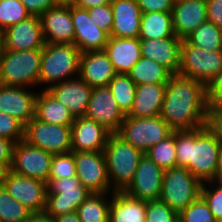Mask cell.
<instances>
[{
  "label": "cell",
  "instance_id": "cell-9",
  "mask_svg": "<svg viewBox=\"0 0 222 222\" xmlns=\"http://www.w3.org/2000/svg\"><path fill=\"white\" fill-rule=\"evenodd\" d=\"M90 194L77 176L48 180L45 212L54 218L75 212Z\"/></svg>",
  "mask_w": 222,
  "mask_h": 222
},
{
  "label": "cell",
  "instance_id": "cell-45",
  "mask_svg": "<svg viewBox=\"0 0 222 222\" xmlns=\"http://www.w3.org/2000/svg\"><path fill=\"white\" fill-rule=\"evenodd\" d=\"M174 0H137L142 13L172 12Z\"/></svg>",
  "mask_w": 222,
  "mask_h": 222
},
{
  "label": "cell",
  "instance_id": "cell-39",
  "mask_svg": "<svg viewBox=\"0 0 222 222\" xmlns=\"http://www.w3.org/2000/svg\"><path fill=\"white\" fill-rule=\"evenodd\" d=\"M179 219L181 222H217L207 202L201 195L179 213Z\"/></svg>",
  "mask_w": 222,
  "mask_h": 222
},
{
  "label": "cell",
  "instance_id": "cell-50",
  "mask_svg": "<svg viewBox=\"0 0 222 222\" xmlns=\"http://www.w3.org/2000/svg\"><path fill=\"white\" fill-rule=\"evenodd\" d=\"M112 0H75V6L83 9H91L93 7L110 4Z\"/></svg>",
  "mask_w": 222,
  "mask_h": 222
},
{
  "label": "cell",
  "instance_id": "cell-21",
  "mask_svg": "<svg viewBox=\"0 0 222 222\" xmlns=\"http://www.w3.org/2000/svg\"><path fill=\"white\" fill-rule=\"evenodd\" d=\"M92 89L78 76L55 84L47 91L67 107L76 118L85 115Z\"/></svg>",
  "mask_w": 222,
  "mask_h": 222
},
{
  "label": "cell",
  "instance_id": "cell-54",
  "mask_svg": "<svg viewBox=\"0 0 222 222\" xmlns=\"http://www.w3.org/2000/svg\"><path fill=\"white\" fill-rule=\"evenodd\" d=\"M8 170L9 169L4 164L0 163V185L3 184V181L5 179Z\"/></svg>",
  "mask_w": 222,
  "mask_h": 222
},
{
  "label": "cell",
  "instance_id": "cell-13",
  "mask_svg": "<svg viewBox=\"0 0 222 222\" xmlns=\"http://www.w3.org/2000/svg\"><path fill=\"white\" fill-rule=\"evenodd\" d=\"M2 185L14 199L32 213L45 211L47 199L46 182L24 177L8 170Z\"/></svg>",
  "mask_w": 222,
  "mask_h": 222
},
{
  "label": "cell",
  "instance_id": "cell-34",
  "mask_svg": "<svg viewBox=\"0 0 222 222\" xmlns=\"http://www.w3.org/2000/svg\"><path fill=\"white\" fill-rule=\"evenodd\" d=\"M186 40L193 46L208 51L222 50V29L206 21L196 28Z\"/></svg>",
  "mask_w": 222,
  "mask_h": 222
},
{
  "label": "cell",
  "instance_id": "cell-5",
  "mask_svg": "<svg viewBox=\"0 0 222 222\" xmlns=\"http://www.w3.org/2000/svg\"><path fill=\"white\" fill-rule=\"evenodd\" d=\"M41 57L42 49H4L0 63V84L39 90Z\"/></svg>",
  "mask_w": 222,
  "mask_h": 222
},
{
  "label": "cell",
  "instance_id": "cell-7",
  "mask_svg": "<svg viewBox=\"0 0 222 222\" xmlns=\"http://www.w3.org/2000/svg\"><path fill=\"white\" fill-rule=\"evenodd\" d=\"M222 72V50L208 51L191 45L186 39L181 44L179 74L193 78L206 87Z\"/></svg>",
  "mask_w": 222,
  "mask_h": 222
},
{
  "label": "cell",
  "instance_id": "cell-14",
  "mask_svg": "<svg viewBox=\"0 0 222 222\" xmlns=\"http://www.w3.org/2000/svg\"><path fill=\"white\" fill-rule=\"evenodd\" d=\"M84 116L101 124L111 134L119 131L126 117L108 87H94L92 89Z\"/></svg>",
  "mask_w": 222,
  "mask_h": 222
},
{
  "label": "cell",
  "instance_id": "cell-19",
  "mask_svg": "<svg viewBox=\"0 0 222 222\" xmlns=\"http://www.w3.org/2000/svg\"><path fill=\"white\" fill-rule=\"evenodd\" d=\"M74 44L81 52L104 50L110 35L94 24L87 9L71 5Z\"/></svg>",
  "mask_w": 222,
  "mask_h": 222
},
{
  "label": "cell",
  "instance_id": "cell-41",
  "mask_svg": "<svg viewBox=\"0 0 222 222\" xmlns=\"http://www.w3.org/2000/svg\"><path fill=\"white\" fill-rule=\"evenodd\" d=\"M179 214L159 200L147 202L146 222H176Z\"/></svg>",
  "mask_w": 222,
  "mask_h": 222
},
{
  "label": "cell",
  "instance_id": "cell-43",
  "mask_svg": "<svg viewBox=\"0 0 222 222\" xmlns=\"http://www.w3.org/2000/svg\"><path fill=\"white\" fill-rule=\"evenodd\" d=\"M89 17L94 24L110 35L113 25V11L110 4L88 9Z\"/></svg>",
  "mask_w": 222,
  "mask_h": 222
},
{
  "label": "cell",
  "instance_id": "cell-17",
  "mask_svg": "<svg viewBox=\"0 0 222 222\" xmlns=\"http://www.w3.org/2000/svg\"><path fill=\"white\" fill-rule=\"evenodd\" d=\"M1 34L6 50L43 49L45 45L39 16H29L26 20L7 27Z\"/></svg>",
  "mask_w": 222,
  "mask_h": 222
},
{
  "label": "cell",
  "instance_id": "cell-26",
  "mask_svg": "<svg viewBox=\"0 0 222 222\" xmlns=\"http://www.w3.org/2000/svg\"><path fill=\"white\" fill-rule=\"evenodd\" d=\"M104 52L117 73L128 74L141 58L140 39L109 37Z\"/></svg>",
  "mask_w": 222,
  "mask_h": 222
},
{
  "label": "cell",
  "instance_id": "cell-11",
  "mask_svg": "<svg viewBox=\"0 0 222 222\" xmlns=\"http://www.w3.org/2000/svg\"><path fill=\"white\" fill-rule=\"evenodd\" d=\"M53 155L21 140L14 145L9 170L24 177L47 183Z\"/></svg>",
  "mask_w": 222,
  "mask_h": 222
},
{
  "label": "cell",
  "instance_id": "cell-16",
  "mask_svg": "<svg viewBox=\"0 0 222 222\" xmlns=\"http://www.w3.org/2000/svg\"><path fill=\"white\" fill-rule=\"evenodd\" d=\"M38 92L35 88L0 84V111L26 126L35 117Z\"/></svg>",
  "mask_w": 222,
  "mask_h": 222
},
{
  "label": "cell",
  "instance_id": "cell-36",
  "mask_svg": "<svg viewBox=\"0 0 222 222\" xmlns=\"http://www.w3.org/2000/svg\"><path fill=\"white\" fill-rule=\"evenodd\" d=\"M31 213L0 185V222H27Z\"/></svg>",
  "mask_w": 222,
  "mask_h": 222
},
{
  "label": "cell",
  "instance_id": "cell-52",
  "mask_svg": "<svg viewBox=\"0 0 222 222\" xmlns=\"http://www.w3.org/2000/svg\"><path fill=\"white\" fill-rule=\"evenodd\" d=\"M56 222H80L77 212L67 213L54 218Z\"/></svg>",
  "mask_w": 222,
  "mask_h": 222
},
{
  "label": "cell",
  "instance_id": "cell-49",
  "mask_svg": "<svg viewBox=\"0 0 222 222\" xmlns=\"http://www.w3.org/2000/svg\"><path fill=\"white\" fill-rule=\"evenodd\" d=\"M208 125L222 142V107L209 110Z\"/></svg>",
  "mask_w": 222,
  "mask_h": 222
},
{
  "label": "cell",
  "instance_id": "cell-44",
  "mask_svg": "<svg viewBox=\"0 0 222 222\" xmlns=\"http://www.w3.org/2000/svg\"><path fill=\"white\" fill-rule=\"evenodd\" d=\"M207 102L209 109L222 107V72L207 86Z\"/></svg>",
  "mask_w": 222,
  "mask_h": 222
},
{
  "label": "cell",
  "instance_id": "cell-38",
  "mask_svg": "<svg viewBox=\"0 0 222 222\" xmlns=\"http://www.w3.org/2000/svg\"><path fill=\"white\" fill-rule=\"evenodd\" d=\"M201 196L207 202L217 222H222V181H207L202 184Z\"/></svg>",
  "mask_w": 222,
  "mask_h": 222
},
{
  "label": "cell",
  "instance_id": "cell-47",
  "mask_svg": "<svg viewBox=\"0 0 222 222\" xmlns=\"http://www.w3.org/2000/svg\"><path fill=\"white\" fill-rule=\"evenodd\" d=\"M207 21L222 29V0H206Z\"/></svg>",
  "mask_w": 222,
  "mask_h": 222
},
{
  "label": "cell",
  "instance_id": "cell-23",
  "mask_svg": "<svg viewBox=\"0 0 222 222\" xmlns=\"http://www.w3.org/2000/svg\"><path fill=\"white\" fill-rule=\"evenodd\" d=\"M116 74L104 50L81 52L79 77L90 87H107Z\"/></svg>",
  "mask_w": 222,
  "mask_h": 222
},
{
  "label": "cell",
  "instance_id": "cell-4",
  "mask_svg": "<svg viewBox=\"0 0 222 222\" xmlns=\"http://www.w3.org/2000/svg\"><path fill=\"white\" fill-rule=\"evenodd\" d=\"M103 152L111 188L114 191H124L133 181L144 153L125 142L116 133L109 135Z\"/></svg>",
  "mask_w": 222,
  "mask_h": 222
},
{
  "label": "cell",
  "instance_id": "cell-40",
  "mask_svg": "<svg viewBox=\"0 0 222 222\" xmlns=\"http://www.w3.org/2000/svg\"><path fill=\"white\" fill-rule=\"evenodd\" d=\"M76 176V166L73 153L54 154L50 166L48 180L70 178Z\"/></svg>",
  "mask_w": 222,
  "mask_h": 222
},
{
  "label": "cell",
  "instance_id": "cell-37",
  "mask_svg": "<svg viewBox=\"0 0 222 222\" xmlns=\"http://www.w3.org/2000/svg\"><path fill=\"white\" fill-rule=\"evenodd\" d=\"M31 16L20 0H0V33Z\"/></svg>",
  "mask_w": 222,
  "mask_h": 222
},
{
  "label": "cell",
  "instance_id": "cell-2",
  "mask_svg": "<svg viewBox=\"0 0 222 222\" xmlns=\"http://www.w3.org/2000/svg\"><path fill=\"white\" fill-rule=\"evenodd\" d=\"M178 167L187 168L202 183L216 180L222 142L209 127L175 130Z\"/></svg>",
  "mask_w": 222,
  "mask_h": 222
},
{
  "label": "cell",
  "instance_id": "cell-51",
  "mask_svg": "<svg viewBox=\"0 0 222 222\" xmlns=\"http://www.w3.org/2000/svg\"><path fill=\"white\" fill-rule=\"evenodd\" d=\"M27 222H56L54 217L44 212L31 213Z\"/></svg>",
  "mask_w": 222,
  "mask_h": 222
},
{
  "label": "cell",
  "instance_id": "cell-8",
  "mask_svg": "<svg viewBox=\"0 0 222 222\" xmlns=\"http://www.w3.org/2000/svg\"><path fill=\"white\" fill-rule=\"evenodd\" d=\"M172 133L173 130L160 115H157L145 118L126 116L116 134L125 142L145 153Z\"/></svg>",
  "mask_w": 222,
  "mask_h": 222
},
{
  "label": "cell",
  "instance_id": "cell-15",
  "mask_svg": "<svg viewBox=\"0 0 222 222\" xmlns=\"http://www.w3.org/2000/svg\"><path fill=\"white\" fill-rule=\"evenodd\" d=\"M164 170L146 154L140 158L133 181L124 190L130 197L142 201L159 200L162 190Z\"/></svg>",
  "mask_w": 222,
  "mask_h": 222
},
{
  "label": "cell",
  "instance_id": "cell-32",
  "mask_svg": "<svg viewBox=\"0 0 222 222\" xmlns=\"http://www.w3.org/2000/svg\"><path fill=\"white\" fill-rule=\"evenodd\" d=\"M111 193H91L77 208L80 222H109Z\"/></svg>",
  "mask_w": 222,
  "mask_h": 222
},
{
  "label": "cell",
  "instance_id": "cell-30",
  "mask_svg": "<svg viewBox=\"0 0 222 222\" xmlns=\"http://www.w3.org/2000/svg\"><path fill=\"white\" fill-rule=\"evenodd\" d=\"M176 36L171 12L142 13L139 39H162Z\"/></svg>",
  "mask_w": 222,
  "mask_h": 222
},
{
  "label": "cell",
  "instance_id": "cell-10",
  "mask_svg": "<svg viewBox=\"0 0 222 222\" xmlns=\"http://www.w3.org/2000/svg\"><path fill=\"white\" fill-rule=\"evenodd\" d=\"M24 141L52 154L70 153L71 126L50 124L34 117L25 126Z\"/></svg>",
  "mask_w": 222,
  "mask_h": 222
},
{
  "label": "cell",
  "instance_id": "cell-3",
  "mask_svg": "<svg viewBox=\"0 0 222 222\" xmlns=\"http://www.w3.org/2000/svg\"><path fill=\"white\" fill-rule=\"evenodd\" d=\"M81 51L75 44L45 43L40 65V90L79 76Z\"/></svg>",
  "mask_w": 222,
  "mask_h": 222
},
{
  "label": "cell",
  "instance_id": "cell-22",
  "mask_svg": "<svg viewBox=\"0 0 222 222\" xmlns=\"http://www.w3.org/2000/svg\"><path fill=\"white\" fill-rule=\"evenodd\" d=\"M182 41L177 36L162 39H140L141 57H146L166 67L172 74L180 69Z\"/></svg>",
  "mask_w": 222,
  "mask_h": 222
},
{
  "label": "cell",
  "instance_id": "cell-1",
  "mask_svg": "<svg viewBox=\"0 0 222 222\" xmlns=\"http://www.w3.org/2000/svg\"><path fill=\"white\" fill-rule=\"evenodd\" d=\"M207 87L179 73L166 84L160 116L173 130H193L208 125Z\"/></svg>",
  "mask_w": 222,
  "mask_h": 222
},
{
  "label": "cell",
  "instance_id": "cell-24",
  "mask_svg": "<svg viewBox=\"0 0 222 222\" xmlns=\"http://www.w3.org/2000/svg\"><path fill=\"white\" fill-rule=\"evenodd\" d=\"M171 13L175 35L184 40L207 21L206 0L175 1Z\"/></svg>",
  "mask_w": 222,
  "mask_h": 222
},
{
  "label": "cell",
  "instance_id": "cell-18",
  "mask_svg": "<svg viewBox=\"0 0 222 222\" xmlns=\"http://www.w3.org/2000/svg\"><path fill=\"white\" fill-rule=\"evenodd\" d=\"M45 43L74 44V26L71 5H59L40 16Z\"/></svg>",
  "mask_w": 222,
  "mask_h": 222
},
{
  "label": "cell",
  "instance_id": "cell-6",
  "mask_svg": "<svg viewBox=\"0 0 222 222\" xmlns=\"http://www.w3.org/2000/svg\"><path fill=\"white\" fill-rule=\"evenodd\" d=\"M202 184L185 167L165 170L160 200L179 214L201 195Z\"/></svg>",
  "mask_w": 222,
  "mask_h": 222
},
{
  "label": "cell",
  "instance_id": "cell-53",
  "mask_svg": "<svg viewBox=\"0 0 222 222\" xmlns=\"http://www.w3.org/2000/svg\"><path fill=\"white\" fill-rule=\"evenodd\" d=\"M216 180L222 181V145L219 152L218 171H217Z\"/></svg>",
  "mask_w": 222,
  "mask_h": 222
},
{
  "label": "cell",
  "instance_id": "cell-20",
  "mask_svg": "<svg viewBox=\"0 0 222 222\" xmlns=\"http://www.w3.org/2000/svg\"><path fill=\"white\" fill-rule=\"evenodd\" d=\"M111 133L96 121L76 117L71 125V145L75 152H103Z\"/></svg>",
  "mask_w": 222,
  "mask_h": 222
},
{
  "label": "cell",
  "instance_id": "cell-35",
  "mask_svg": "<svg viewBox=\"0 0 222 222\" xmlns=\"http://www.w3.org/2000/svg\"><path fill=\"white\" fill-rule=\"evenodd\" d=\"M144 154L164 171L177 167L175 131L166 139L153 145Z\"/></svg>",
  "mask_w": 222,
  "mask_h": 222
},
{
  "label": "cell",
  "instance_id": "cell-33",
  "mask_svg": "<svg viewBox=\"0 0 222 222\" xmlns=\"http://www.w3.org/2000/svg\"><path fill=\"white\" fill-rule=\"evenodd\" d=\"M121 111L127 116L132 110L136 94V84L128 74L117 73L107 86Z\"/></svg>",
  "mask_w": 222,
  "mask_h": 222
},
{
  "label": "cell",
  "instance_id": "cell-31",
  "mask_svg": "<svg viewBox=\"0 0 222 222\" xmlns=\"http://www.w3.org/2000/svg\"><path fill=\"white\" fill-rule=\"evenodd\" d=\"M128 75L136 85L167 84L172 73L156 61L141 57Z\"/></svg>",
  "mask_w": 222,
  "mask_h": 222
},
{
  "label": "cell",
  "instance_id": "cell-28",
  "mask_svg": "<svg viewBox=\"0 0 222 222\" xmlns=\"http://www.w3.org/2000/svg\"><path fill=\"white\" fill-rule=\"evenodd\" d=\"M147 202L127 195L124 191L111 193L109 222H146Z\"/></svg>",
  "mask_w": 222,
  "mask_h": 222
},
{
  "label": "cell",
  "instance_id": "cell-42",
  "mask_svg": "<svg viewBox=\"0 0 222 222\" xmlns=\"http://www.w3.org/2000/svg\"><path fill=\"white\" fill-rule=\"evenodd\" d=\"M25 126L13 116L0 111V137L14 143L24 140Z\"/></svg>",
  "mask_w": 222,
  "mask_h": 222
},
{
  "label": "cell",
  "instance_id": "cell-48",
  "mask_svg": "<svg viewBox=\"0 0 222 222\" xmlns=\"http://www.w3.org/2000/svg\"><path fill=\"white\" fill-rule=\"evenodd\" d=\"M15 143L9 139L0 137V163L10 169L12 163L13 148Z\"/></svg>",
  "mask_w": 222,
  "mask_h": 222
},
{
  "label": "cell",
  "instance_id": "cell-29",
  "mask_svg": "<svg viewBox=\"0 0 222 222\" xmlns=\"http://www.w3.org/2000/svg\"><path fill=\"white\" fill-rule=\"evenodd\" d=\"M35 117L40 121L61 126H71L75 119L68 108L47 90L38 92Z\"/></svg>",
  "mask_w": 222,
  "mask_h": 222
},
{
  "label": "cell",
  "instance_id": "cell-55",
  "mask_svg": "<svg viewBox=\"0 0 222 222\" xmlns=\"http://www.w3.org/2000/svg\"><path fill=\"white\" fill-rule=\"evenodd\" d=\"M56 4L59 5H72L74 4L75 0H54Z\"/></svg>",
  "mask_w": 222,
  "mask_h": 222
},
{
  "label": "cell",
  "instance_id": "cell-56",
  "mask_svg": "<svg viewBox=\"0 0 222 222\" xmlns=\"http://www.w3.org/2000/svg\"><path fill=\"white\" fill-rule=\"evenodd\" d=\"M3 51H4V43H3L2 34L0 33V63H1Z\"/></svg>",
  "mask_w": 222,
  "mask_h": 222
},
{
  "label": "cell",
  "instance_id": "cell-25",
  "mask_svg": "<svg viewBox=\"0 0 222 222\" xmlns=\"http://www.w3.org/2000/svg\"><path fill=\"white\" fill-rule=\"evenodd\" d=\"M113 25L110 37L138 38L142 12L137 0H112Z\"/></svg>",
  "mask_w": 222,
  "mask_h": 222
},
{
  "label": "cell",
  "instance_id": "cell-27",
  "mask_svg": "<svg viewBox=\"0 0 222 222\" xmlns=\"http://www.w3.org/2000/svg\"><path fill=\"white\" fill-rule=\"evenodd\" d=\"M165 89L166 84L136 85L134 104L127 116L145 118L160 115Z\"/></svg>",
  "mask_w": 222,
  "mask_h": 222
},
{
  "label": "cell",
  "instance_id": "cell-46",
  "mask_svg": "<svg viewBox=\"0 0 222 222\" xmlns=\"http://www.w3.org/2000/svg\"><path fill=\"white\" fill-rule=\"evenodd\" d=\"M31 16H41L45 11L56 6L54 0H20Z\"/></svg>",
  "mask_w": 222,
  "mask_h": 222
},
{
  "label": "cell",
  "instance_id": "cell-12",
  "mask_svg": "<svg viewBox=\"0 0 222 222\" xmlns=\"http://www.w3.org/2000/svg\"><path fill=\"white\" fill-rule=\"evenodd\" d=\"M76 176L91 193H112L104 152L72 151Z\"/></svg>",
  "mask_w": 222,
  "mask_h": 222
}]
</instances>
